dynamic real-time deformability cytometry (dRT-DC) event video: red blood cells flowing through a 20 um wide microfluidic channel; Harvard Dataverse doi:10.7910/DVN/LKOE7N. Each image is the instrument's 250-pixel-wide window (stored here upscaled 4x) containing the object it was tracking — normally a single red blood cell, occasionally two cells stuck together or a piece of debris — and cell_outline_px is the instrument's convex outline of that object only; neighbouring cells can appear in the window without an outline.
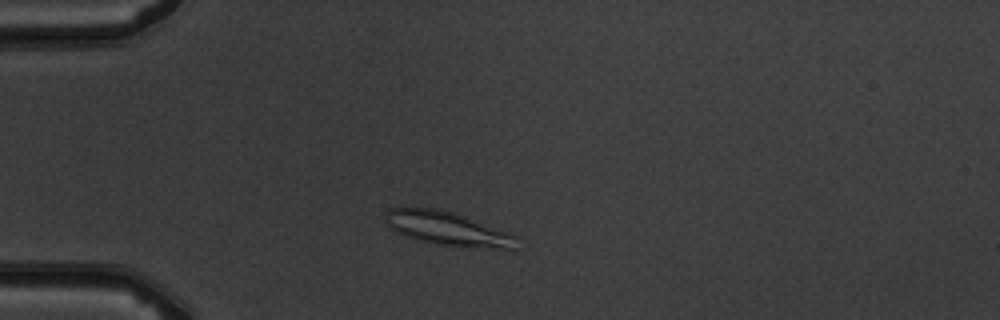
{"species": "common noctule bat (a hibernating species)", "species_latin": "Nyctalus noctula", "temperature_condition": "warm", "stored_images_in_passage": 4, "camera_frame_rate_fps": 3000, "um_per_image_px": 0.085, "animal": {"sex": "male", "body_mass_g": 19.5, "forearm_length_mm": 54.6}, "frame": {"image": 1, "passage_image": 1, "time_ms": 0.0, "image_size_px": [1000, 320], "cell_outline_px": [[520, 236], [512, 252], [436, 244], [416, 240], [396, 232], [384, 220], [384, 212], [388, 208], [436, 208], [452, 212], [464, 216]], "centroid_in_image_um": [38.13, 19.48], "position_along_channel_um": 46.9, "area_um2": 26.47}}
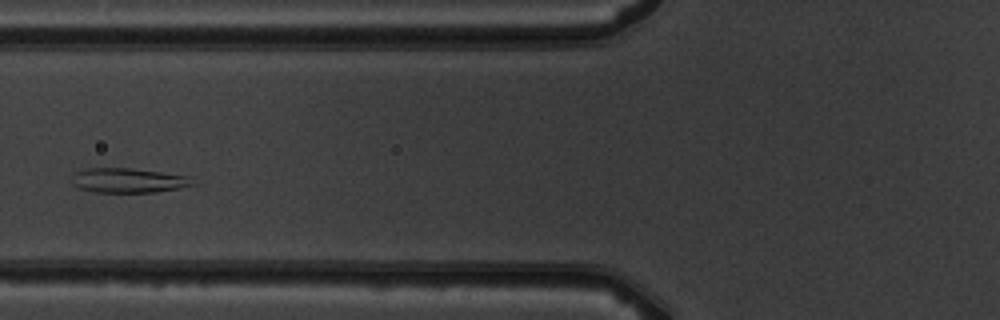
{"frame": {"image": 2, "passage_image": 3, "time_ms": 2.333, "image_size_px": [1000, 320], "cell_outline_px": [[196, 184], [156, 192], [96, 192], [80, 188], [72, 184], [72, 176], [76, 172], [88, 168], [128, 168], [192, 176]], "centroid_in_image_um": [10.93, 15.33], "position_along_channel_um": 114.9, "area_um2": 17.22}}